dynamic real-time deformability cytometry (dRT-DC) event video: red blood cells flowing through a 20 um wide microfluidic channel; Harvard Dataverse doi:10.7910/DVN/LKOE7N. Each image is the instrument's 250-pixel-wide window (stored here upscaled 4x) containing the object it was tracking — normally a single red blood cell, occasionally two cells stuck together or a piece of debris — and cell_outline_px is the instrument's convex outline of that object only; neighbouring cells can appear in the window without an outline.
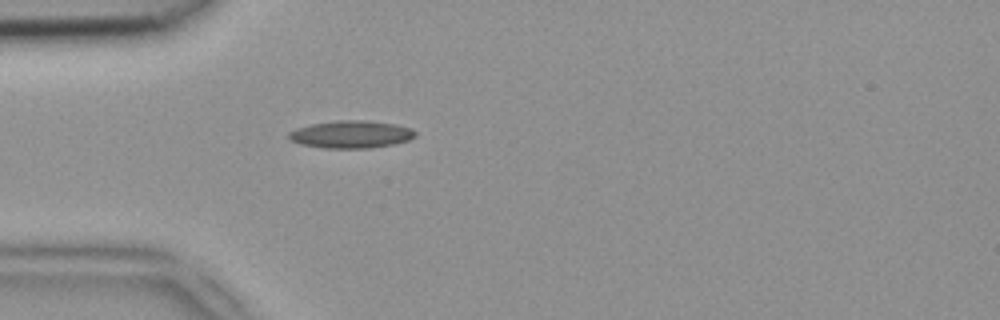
{"species": "common noctule bat (a hibernating species)", "species_latin": "Nyctalus noctula", "temperature_condition": "room temperature", "stored_images_in_passage": 36, "camera_frame_rate_fps": 3000, "um_per_image_px": 0.085, "animal": {"sex": "female", "body_mass_g": 18.4}, "frame": {"image": 1, "passage_image": 1, "time_ms": 0.0, "image_size_px": [1000, 320], "cell_outline_px": [[416, 136], [408, 140], [392, 144], [372, 148], [324, 148], [300, 144], [288, 140], [288, 132], [296, 128], [312, 124], [336, 120], [364, 120], [396, 124], [412, 128], [416, 132]], "centroid_in_image_um": [29.82, 11.42], "position_along_channel_um": 55.2, "area_um2": 20.4}}
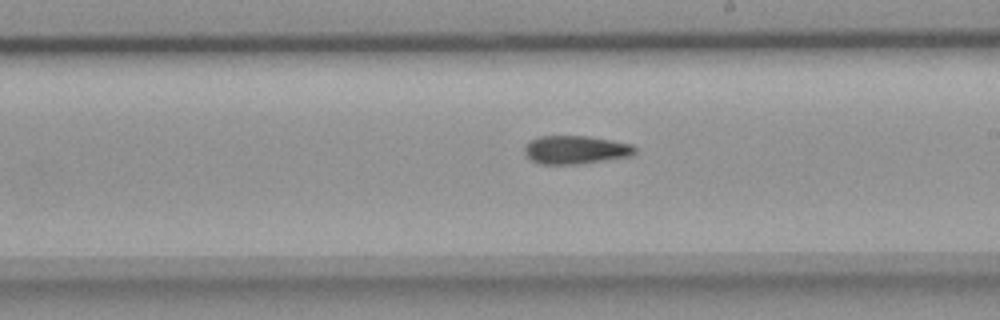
{"frame": {"image": 2, "passage_image": 15, "time_ms": 4.667, "image_size_px": [1000, 320], "cell_outline_px": [[636, 152], [632, 156], [580, 164], [540, 164], [532, 160], [524, 152], [524, 148], [532, 140], [540, 136], [588, 136], [612, 140], [632, 144], [636, 148]], "centroid_in_image_um": [48.97, 12.74], "position_along_channel_um": 240.0, "area_um2": 18.21}}
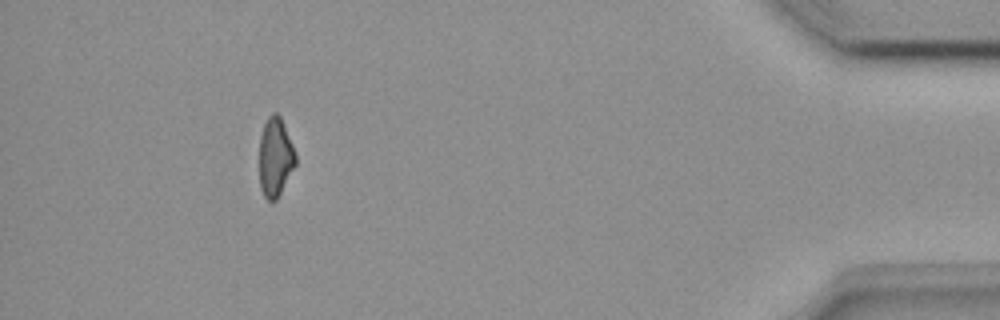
{"frame": {"image": 3, "passage_image": 32, "time_ms": 10.333, "image_size_px": [1000, 320], "cell_outline_px": [[296, 164], [276, 200], [272, 204], [264, 196], [260, 188], [260, 136], [264, 124], [268, 116], [272, 112], [276, 112], [280, 116], [296, 152]], "centroid_in_image_um": [23.4, 13.36], "position_along_channel_um": 411.8, "area_um2": 16.7}}